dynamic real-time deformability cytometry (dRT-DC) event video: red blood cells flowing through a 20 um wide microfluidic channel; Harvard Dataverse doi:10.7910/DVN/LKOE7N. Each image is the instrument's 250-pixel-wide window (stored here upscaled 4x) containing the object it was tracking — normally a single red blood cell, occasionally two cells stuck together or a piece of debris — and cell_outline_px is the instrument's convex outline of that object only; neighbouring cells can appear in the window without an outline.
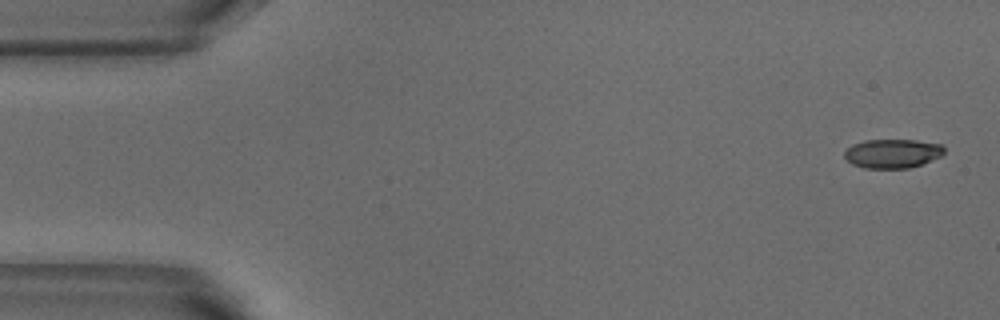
{"species": "common noctule bat (a hibernating species)", "species_latin": "Nyctalus noctula", "temperature_condition": "warm", "stored_images_in_passage": 6, "camera_frame_rate_fps": 3000, "um_per_image_px": 0.085, "animal": {"sex": "male", "body_mass_g": 18.8}, "frame": {"image": 1, "passage_image": 1, "time_ms": 0.0, "image_size_px": [1000, 320], "cell_outline_px": [[944, 152], [940, 156], [920, 164], [908, 168], [864, 168], [852, 164], [844, 156], [844, 152], [852, 144], [864, 140], [916, 140], [940, 144], [944, 148]], "centroid_in_image_um": [75.83, 13.04], "position_along_channel_um": 9.2, "area_um2": 16.7}}
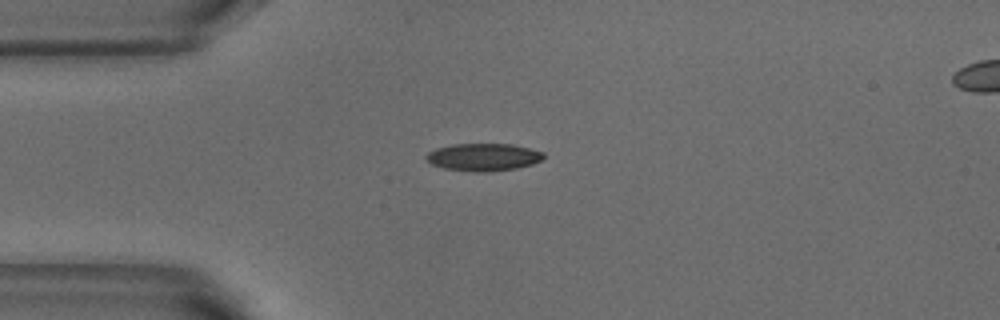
{"frame": {"image": 2, "passage_image": 4, "time_ms": 1.0, "image_size_px": [1000, 320], "cell_outline_px": [[544, 156], [540, 160], [532, 164], [516, 168], [484, 172], [476, 172], [444, 168], [432, 164], [424, 156], [428, 152], [436, 148], [452, 144], [512, 144], [544, 152]], "centroid_in_image_um": [41.07, 13.35], "position_along_channel_um": 43.9, "area_um2": 18.67}}
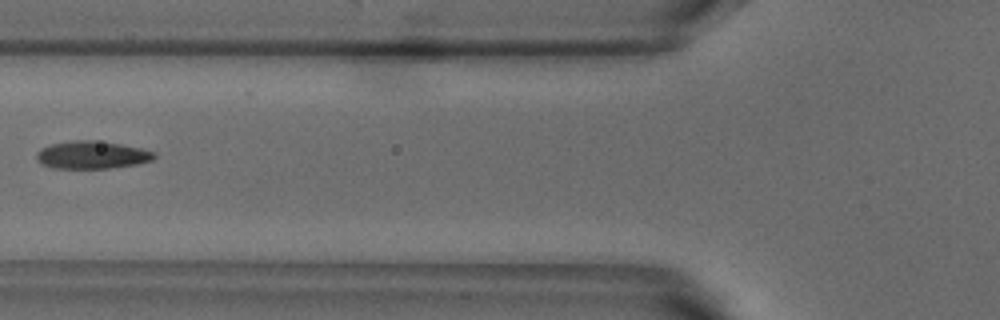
{"frame": {"image": 3, "passage_image": 6, "time_ms": 1.667, "image_size_px": [1000, 320], "cell_outline_px": [[156, 156], [152, 160], [136, 164], [112, 168], [52, 168], [40, 164], [36, 160], [36, 152], [40, 148], [52, 144], [72, 140], [92, 140], [120, 144], [140, 148], [156, 152]], "centroid_in_image_um": [7.78, 13.17], "position_along_channel_um": 118.0, "area_um2": 19.07}}